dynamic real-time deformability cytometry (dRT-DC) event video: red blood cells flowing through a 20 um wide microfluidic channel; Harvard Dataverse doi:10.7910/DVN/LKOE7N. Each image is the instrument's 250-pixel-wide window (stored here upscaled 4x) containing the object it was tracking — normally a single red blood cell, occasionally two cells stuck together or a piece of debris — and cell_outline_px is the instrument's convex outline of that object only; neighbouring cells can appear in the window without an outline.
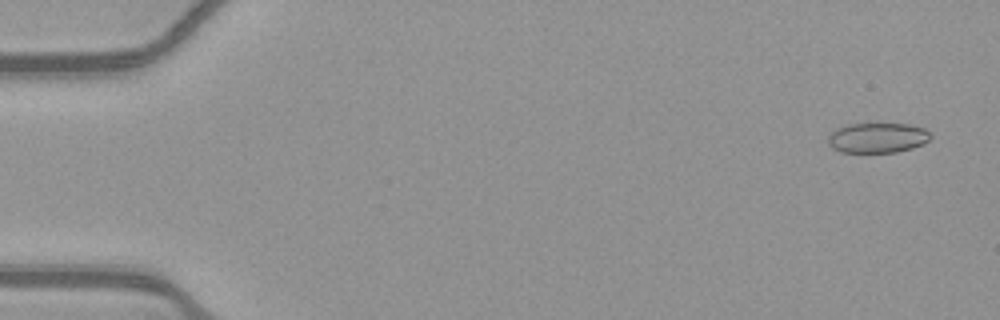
{"species": "common noctule bat (a hibernating species)", "species_latin": "Nyctalus noctula", "temperature_condition": "warm", "stored_images_in_passage": 54, "camera_frame_rate_fps": 3000, "um_per_image_px": 0.085, "animal": {"sex": "female", "body_mass_g": 21.9}, "frame": {"image": 1, "passage_image": 3, "time_ms": 0.667, "image_size_px": [1000, 320], "cell_outline_px": [[932, 136], [924, 144], [912, 148], [896, 152], [840, 152], [832, 148], [828, 144], [828, 136], [836, 128], [844, 124], [876, 120], [880, 120], [912, 124], [924, 128]], "centroid_in_image_um": [74.58, 11.64], "position_along_channel_um": 10.4, "area_um2": 19.13}}
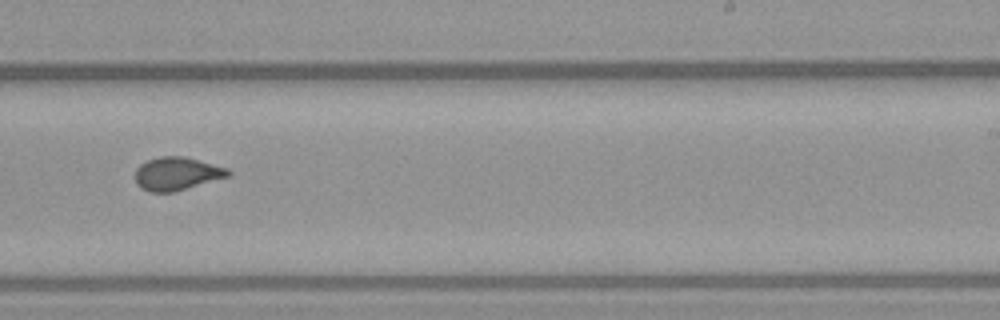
{"frame": {"image": 2, "passage_image": 34, "time_ms": 11.0, "image_size_px": [1000, 320], "cell_outline_px": [[232, 172], [228, 176], [172, 192], [148, 192], [140, 188], [136, 184], [136, 168], [140, 164], [148, 160], [160, 156], [184, 156], [228, 168]], "centroid_in_image_um": [15.0, 14.76], "position_along_channel_um": 274.0, "area_um2": 17.8}}
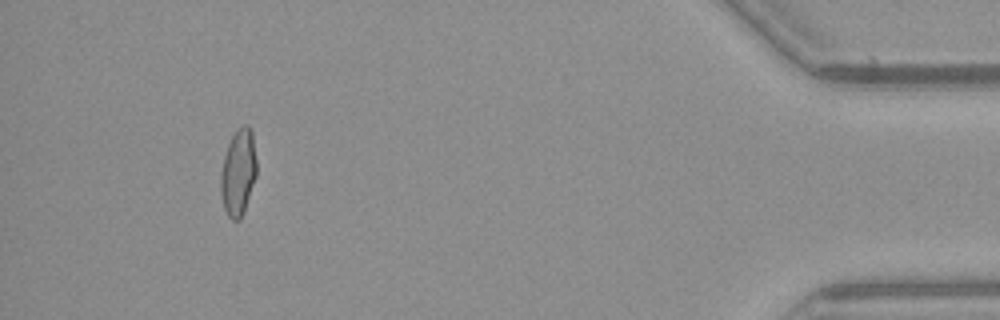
{"frame": {"image": 3, "passage_image": 50, "time_ms": 16.333, "image_size_px": [1000, 320], "cell_outline_px": [[256, 176], [244, 212], [240, 220], [232, 220], [228, 216], [224, 208], [220, 192], [220, 176], [224, 156], [228, 144], [236, 128], [244, 124], [248, 124], [252, 132], [256, 160]], "centroid_in_image_um": [20.25, 14.65], "position_along_channel_um": 415.0, "area_um2": 18.21}}